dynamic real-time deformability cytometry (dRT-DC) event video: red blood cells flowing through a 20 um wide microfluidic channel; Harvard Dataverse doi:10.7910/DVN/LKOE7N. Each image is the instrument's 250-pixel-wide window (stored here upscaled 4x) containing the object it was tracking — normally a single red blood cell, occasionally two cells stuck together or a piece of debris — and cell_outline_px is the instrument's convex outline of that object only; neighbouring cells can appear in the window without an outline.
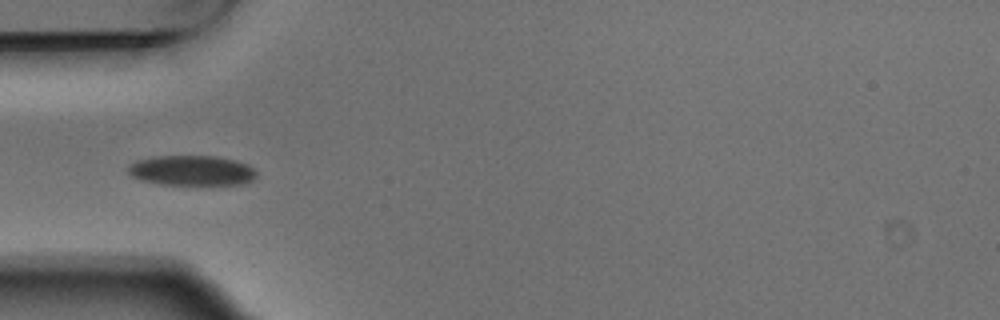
{"species": "Egyptian fruit bat (a non-hibernating species)", "species_latin": "Rousettus aegyptiacus", "temperature_condition": "warm", "stored_images_in_passage": 7, "camera_frame_rate_fps": 3000, "um_per_image_px": 0.085, "animal": {"sex": "male"}, "frame": {"image": 1, "passage_image": 5, "time_ms": 1.333, "image_size_px": [1000, 320], "cell_outline_px": [[256, 176], [252, 180], [244, 184], [160, 184], [140, 180], [132, 176], [128, 172], [128, 164], [136, 160], [152, 156], [216, 156], [236, 160], [248, 164], [256, 172]], "centroid_in_image_um": [16.27, 14.48], "position_along_channel_um": 68.7, "area_um2": 22.6}}
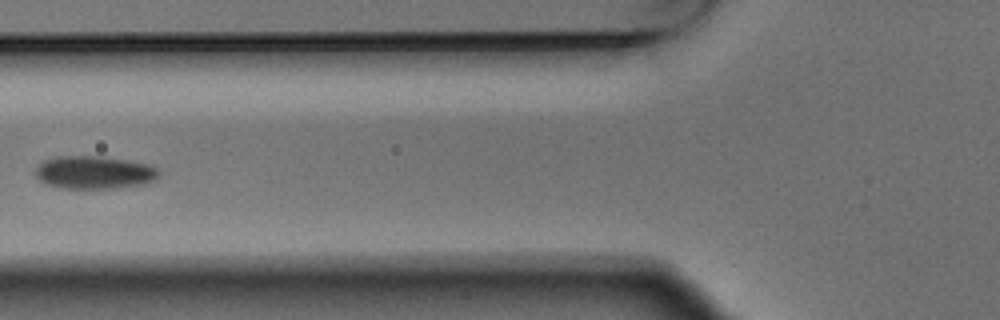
{"frame": {"image": 2, "passage_image": 6, "time_ms": 1.667, "image_size_px": [1000, 320], "cell_outline_px": [[160, 176], [156, 180], [144, 184], [116, 188], [60, 188], [44, 184], [36, 176], [36, 168], [44, 160], [56, 156], [100, 156], [128, 160], [148, 164], [156, 168], [160, 172]], "centroid_in_image_um": [8.03, 14.66], "position_along_channel_um": 117.8, "area_um2": 23.87}}
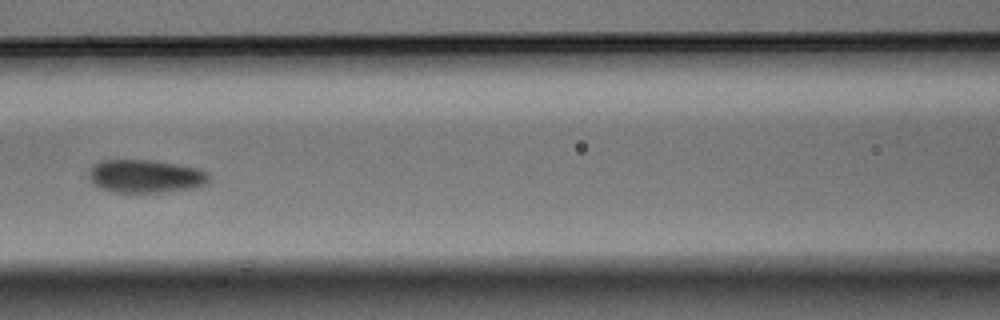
{"frame": {"image": 3, "passage_image": 7, "time_ms": 2.0, "image_size_px": [1000, 320], "cell_outline_px": [[208, 184], [200, 188], [172, 192], [116, 192], [100, 188], [92, 184], [88, 176], [88, 168], [92, 164], [100, 160], [148, 160], [196, 168], [208, 172]], "centroid_in_image_um": [12.35, 15.0], "position_along_channel_um": 154.3, "area_um2": 23.52}}